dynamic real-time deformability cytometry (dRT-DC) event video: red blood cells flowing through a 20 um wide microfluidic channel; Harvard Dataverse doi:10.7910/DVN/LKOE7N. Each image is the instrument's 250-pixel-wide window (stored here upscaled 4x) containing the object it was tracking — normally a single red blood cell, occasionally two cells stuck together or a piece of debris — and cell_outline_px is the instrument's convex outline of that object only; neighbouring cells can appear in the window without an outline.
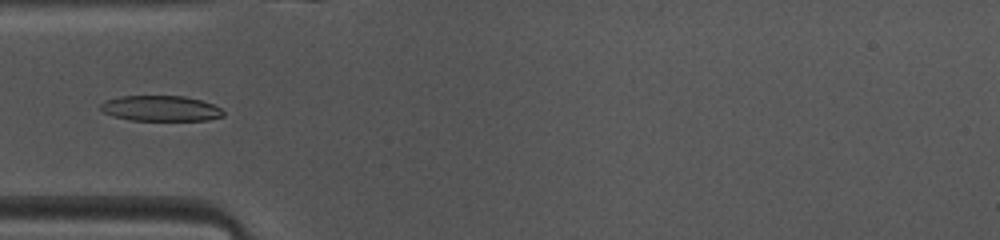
{"species": "common noctule bat (a hibernating species)", "species_latin": "Nyctalus noctula", "temperature_condition": "warm", "stored_images_in_passage": 47, "camera_frame_rate_fps": 3000, "um_per_image_px": 0.085, "animal": {"sex": "female", "body_mass_g": 10.0, "forearm_length_mm": 53.1}, "frame": {"image": 1, "passage_image": 13, "time_ms": 4.0, "image_size_px": [1000, 240], "cell_outline_px": [[224, 116], [208, 120], [132, 120], [112, 116], [104, 112], [100, 108], [100, 104], [104, 100], [120, 96], [184, 96], [200, 100], [212, 104], [220, 108], [224, 112]], "centroid_in_image_um": [13.64, 9.21], "position_along_channel_um": 71.4, "area_um2": 18.21}}
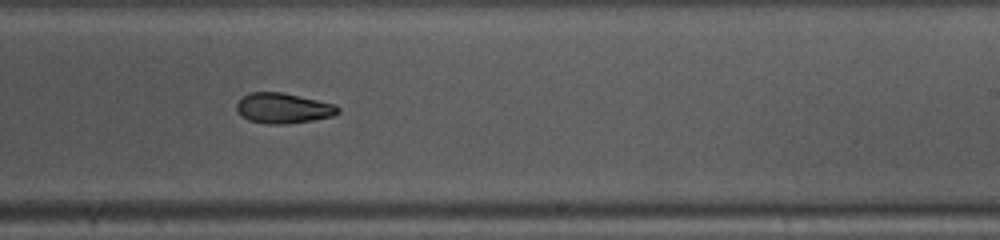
{"frame": {"image": 2, "passage_image": 27, "time_ms": 8.667, "image_size_px": [1000, 240], "cell_outline_px": [[340, 112], [332, 116], [312, 120], [284, 124], [268, 124], [248, 120], [240, 116], [236, 108], [236, 104], [248, 92], [280, 92], [336, 104], [340, 108]], "centroid_in_image_um": [24.06, 9.2], "position_along_channel_um": 264.9, "area_um2": 17.86}}
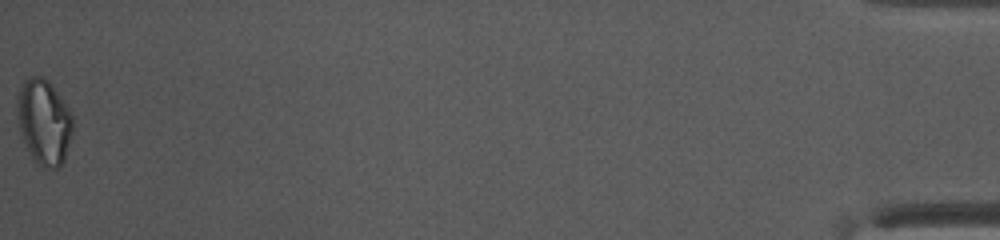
{"frame": {"image": 3, "passage_image": 47, "time_ms": 15.333, "image_size_px": [1000, 240], "cell_outline_px": [[72, 132], [64, 160], [56, 168], [44, 168], [36, 164], [20, 132], [16, 108], [16, 100], [20, 88], [24, 80], [32, 76], [44, 76], [52, 84], [68, 108], [72, 116]], "centroid_in_image_um": [3.72, 10.33], "position_along_channel_um": 431.5, "area_um2": 27.46}, "authors_computed_cell_mechanics": {"area_um2": 18.6694, "velocity_mm_per_s": 4.1126, "shape_relaxation_time_tau1_ms": 3.5319, "shape_relaxation_time_tau2_ms": 5.9221, "deformation_change_tau1": 0.1411, "deformation_change_tau2": 0.1243}}